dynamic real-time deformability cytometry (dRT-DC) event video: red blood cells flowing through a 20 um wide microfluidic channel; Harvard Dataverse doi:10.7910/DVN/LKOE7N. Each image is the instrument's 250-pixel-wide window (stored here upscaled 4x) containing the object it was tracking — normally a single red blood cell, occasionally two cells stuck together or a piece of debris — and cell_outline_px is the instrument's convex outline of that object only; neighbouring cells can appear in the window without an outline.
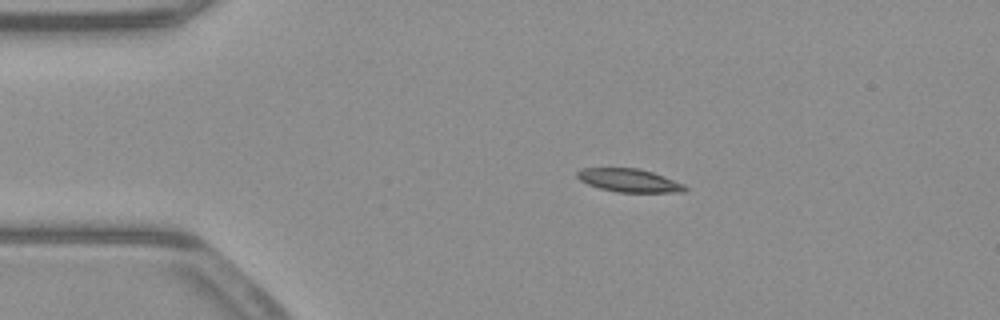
{"species": "common noctule bat (a hibernating species)", "species_latin": "Nyctalus noctula", "temperature_condition": "warm", "stored_images_in_passage": 52, "camera_frame_rate_fps": 3000, "um_per_image_px": 0.085, "animal": {"sex": "male", "body_mass_g": 23.1, "forearm_length_mm": 52.7}, "frame": {"image": 1, "passage_image": 10, "time_ms": 3.0, "image_size_px": [1000, 320], "cell_outline_px": [[688, 188], [684, 192], [616, 192], [600, 188], [588, 184], [580, 180], [576, 176], [576, 172], [580, 168], [636, 168], [652, 172], [664, 176], [684, 184]], "centroid_in_image_um": [53.46, 15.33], "position_along_channel_um": 31.5, "area_um2": 14.57}}
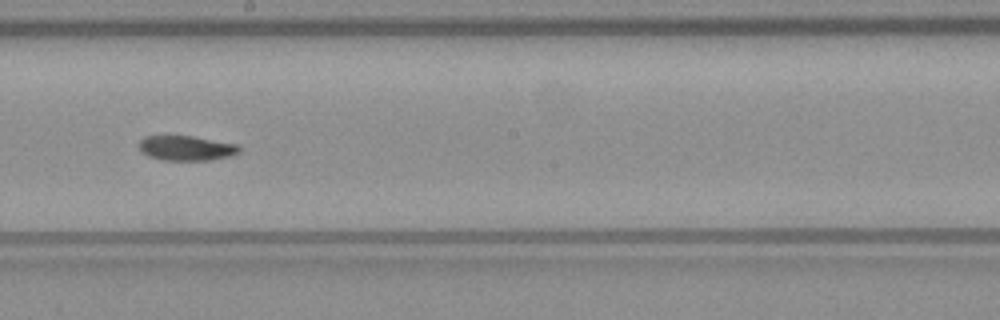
{"frame": {"image": 2, "passage_image": 29, "time_ms": 9.333, "image_size_px": [1000, 320], "cell_outline_px": [[240, 152], [228, 156], [208, 160], [164, 160], [148, 156], [136, 144], [144, 136], [192, 136], [240, 144]], "centroid_in_image_um": [15.84, 12.58], "position_along_channel_um": 232.4, "area_um2": 14.51}}
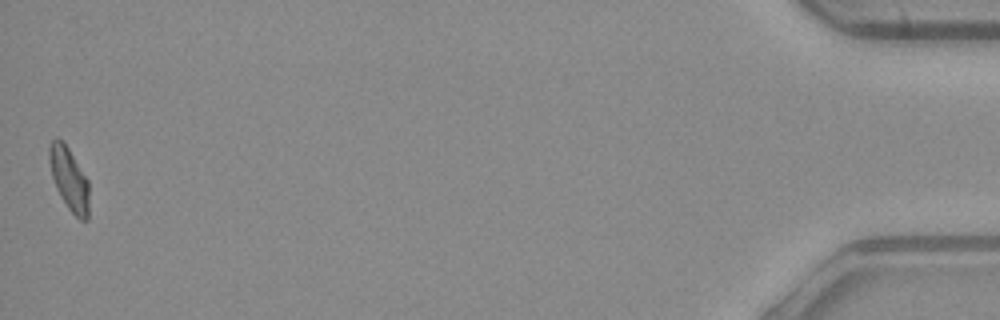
{"frame": {"image": 3, "passage_image": 52, "time_ms": 17.0, "image_size_px": [1000, 320], "cell_outline_px": [[88, 220], [80, 220], [68, 208], [60, 196], [56, 188], [52, 176], [48, 160], [48, 148], [52, 140], [56, 136], [64, 140], [88, 180]], "centroid_in_image_um": [5.85, 15.15], "position_along_channel_um": 429.4, "area_um2": 14.74}, "authors_computed_cell_mechanics": {"area_um2": 14.739, "velocity_mm_per_s": 3.9204, "shape_relaxation_time_tau1_ms": null, "shape_relaxation_time_tau2_ms": 3.8725, "deformation_change_tau1": null, "deformation_change_tau2": 0.0822}}